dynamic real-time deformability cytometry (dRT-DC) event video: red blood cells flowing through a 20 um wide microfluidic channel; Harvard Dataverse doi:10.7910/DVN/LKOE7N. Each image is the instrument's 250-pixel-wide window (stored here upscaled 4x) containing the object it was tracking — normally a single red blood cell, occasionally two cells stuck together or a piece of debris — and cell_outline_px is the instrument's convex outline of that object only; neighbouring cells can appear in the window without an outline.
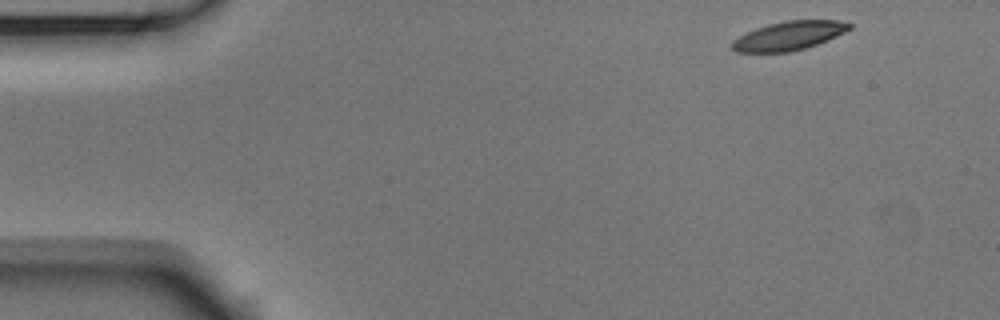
{"species": "Egyptian fruit bat (a non-hibernating species)", "species_latin": "Rousettus aegyptiacus", "temperature_condition": "room temperature", "stored_images_in_passage": 3, "camera_frame_rate_fps": 3000, "um_per_image_px": 0.085, "animal": {"sex": "male"}, "frame": {"image": 1, "passage_image": 1, "time_ms": 0.0, "image_size_px": [1000, 320], "cell_outline_px": [[852, 28], [836, 36], [816, 44], [804, 48], [788, 52], [736, 52], [732, 48], [732, 40], [756, 28], [768, 24], [788, 20], [836, 20], [852, 24]], "centroid_in_image_um": [67.05, 3.03], "position_along_channel_um": 17.9, "area_um2": 19.42}}
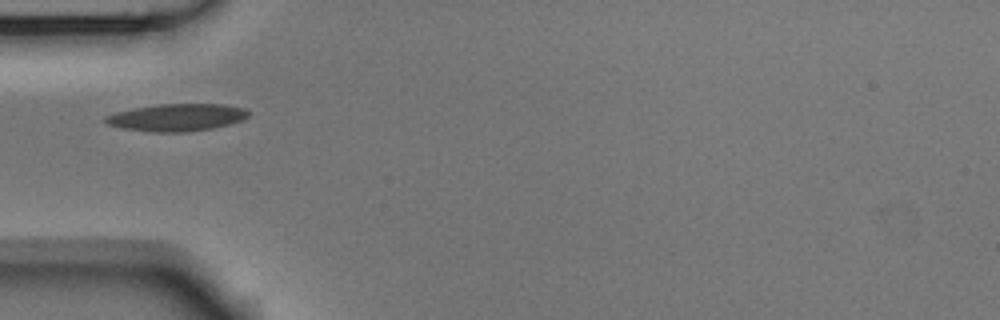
{"frame": {"image": 2, "passage_image": 3, "time_ms": 0.667, "image_size_px": [1000, 320], "cell_outline_px": [[248, 116], [244, 120], [212, 128], [188, 132], [152, 132], [120, 128], [108, 124], [104, 120], [104, 116], [116, 112], [132, 108], [156, 104], [224, 104], [244, 108], [248, 112]], "centroid_in_image_um": [15.0, 9.98], "position_along_channel_um": 70.0, "area_um2": 22.89}}